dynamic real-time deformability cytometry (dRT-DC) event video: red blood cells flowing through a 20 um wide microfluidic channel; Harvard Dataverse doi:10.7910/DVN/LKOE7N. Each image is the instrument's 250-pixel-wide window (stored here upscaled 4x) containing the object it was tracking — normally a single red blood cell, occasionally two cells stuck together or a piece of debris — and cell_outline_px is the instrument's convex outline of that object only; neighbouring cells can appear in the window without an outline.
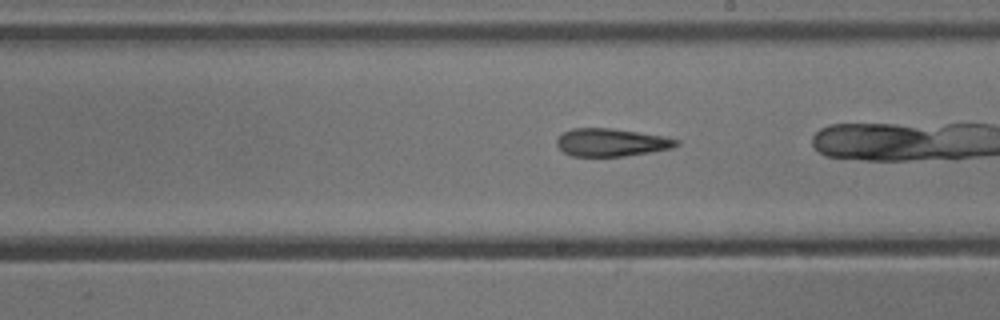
{"species": "common noctule bat (a hibernating species)", "species_latin": "Nyctalus noctula", "temperature_condition": "cold", "stored_images_in_passage": 38, "camera_frame_rate_fps": 3000, "um_per_image_px": 0.085, "animal": {"sex": "male", "body_mass_g": 13.3}, "frame": {"image": 1, "passage_image": 27, "time_ms": 8.667, "image_size_px": [1000, 320], "cell_outline_px": [[680, 144], [672, 148], [624, 156], [572, 156], [564, 152], [556, 144], [556, 140], [564, 132], [572, 128], [608, 128], [664, 136], [680, 140]], "centroid_in_image_um": [51.97, 12.1], "position_along_channel_um": 237.0, "area_um2": 19.19}}